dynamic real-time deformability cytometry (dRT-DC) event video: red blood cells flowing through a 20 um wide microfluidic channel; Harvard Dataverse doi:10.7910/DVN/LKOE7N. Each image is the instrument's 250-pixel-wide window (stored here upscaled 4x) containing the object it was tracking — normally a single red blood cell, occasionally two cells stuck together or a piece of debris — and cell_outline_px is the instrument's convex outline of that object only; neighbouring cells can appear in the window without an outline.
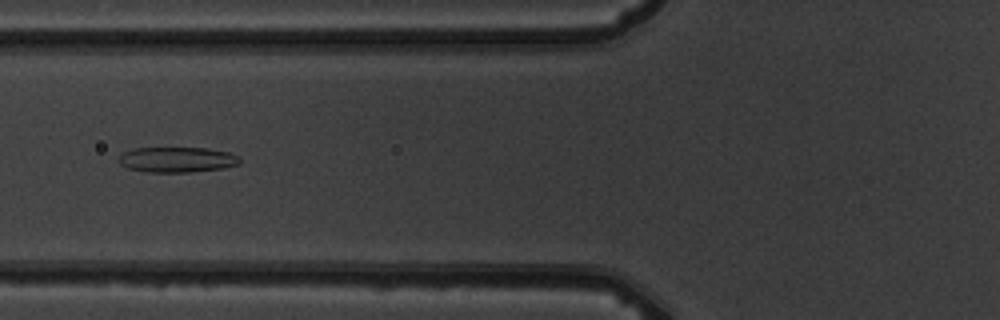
{"species": "common noctule bat (a hibernating species)", "species_latin": "Nyctalus noctula", "temperature_condition": "warm", "stored_images_in_passage": 10, "camera_frame_rate_fps": 3000, "um_per_image_px": 0.085, "animal": {"sex": "male", "body_mass_g": 19.5, "forearm_length_mm": 54.6}, "frame": {"image": 1, "passage_image": 6, "time_ms": 5.667, "image_size_px": [1000, 320], "cell_outline_px": [[240, 164], [224, 168], [188, 172], [148, 172], [128, 168], [120, 164], [120, 156], [124, 152], [132, 148], [208, 148], [228, 152], [240, 156]], "centroid_in_image_um": [15.09, 13.56], "position_along_channel_um": 110.7, "area_um2": 17.86}}
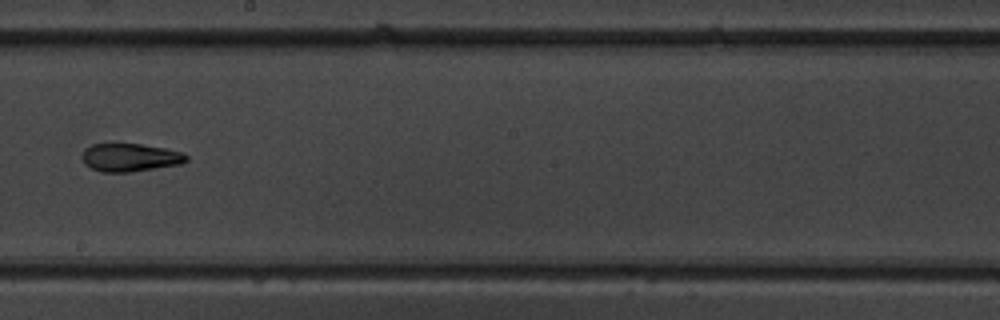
{"frame": {"image": 2, "passage_image": 9, "time_ms": 9.0, "image_size_px": [1000, 320], "cell_outline_px": [[188, 160], [180, 164], [128, 172], [100, 172], [84, 164], [80, 156], [84, 148], [92, 144], [140, 144], [164, 148], [184, 152], [188, 156]], "centroid_in_image_um": [11.02, 13.38], "position_along_channel_um": 237.2, "area_um2": 17.11}}
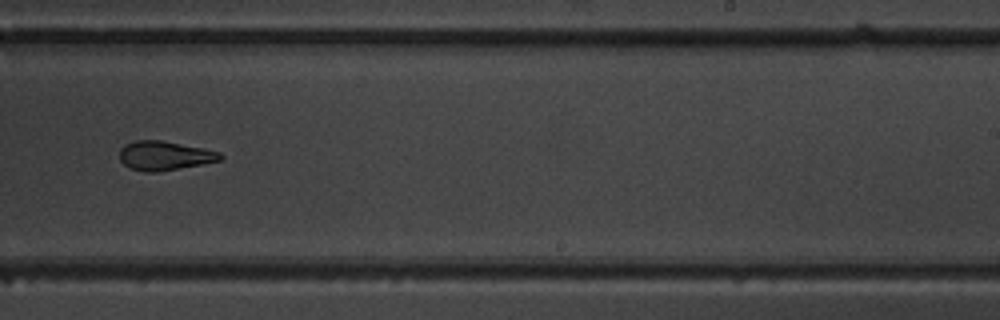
{"frame": {"image": 3, "passage_image": 10, "time_ms": 10.0, "image_size_px": [1000, 320], "cell_outline_px": [[224, 156], [220, 160], [200, 164], [156, 172], [144, 172], [128, 168], [120, 160], [120, 148], [124, 144], [136, 140], [160, 140], [204, 148], [220, 152]], "centroid_in_image_um": [13.95, 13.22], "position_along_channel_um": 275.1, "area_um2": 17.05}}